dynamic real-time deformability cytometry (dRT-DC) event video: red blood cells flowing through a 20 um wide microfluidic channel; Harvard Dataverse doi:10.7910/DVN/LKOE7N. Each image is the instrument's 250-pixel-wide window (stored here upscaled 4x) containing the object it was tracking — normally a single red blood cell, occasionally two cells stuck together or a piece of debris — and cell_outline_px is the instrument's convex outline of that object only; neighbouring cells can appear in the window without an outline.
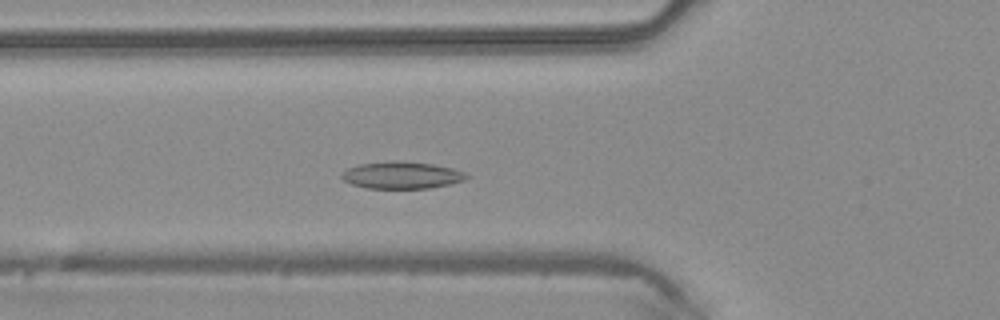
{"species": "common noctule bat (a hibernating species)", "species_latin": "Nyctalus noctula", "temperature_condition": "warm", "stored_images_in_passage": 45, "camera_frame_rate_fps": 3000, "um_per_image_px": 0.085, "animal": {"sex": "male", "body_mass_g": 20.4}, "frame": {"image": 1, "passage_image": 14, "time_ms": 4.333, "image_size_px": [1000, 320], "cell_outline_px": [[468, 176], [464, 180], [448, 184], [428, 188], [368, 188], [352, 184], [344, 180], [340, 176], [348, 168], [360, 164], [396, 160], [432, 164], [452, 168], [464, 172]], "centroid_in_image_um": [34.13, 14.88], "position_along_channel_um": 91.7, "area_um2": 19.36}}
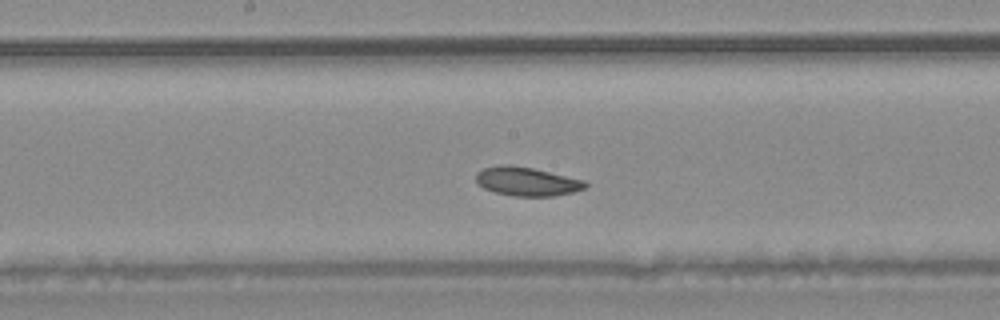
{"frame": {"image": 2, "passage_image": 22, "time_ms": 7.0, "image_size_px": [1000, 320], "cell_outline_px": [[588, 188], [572, 192], [552, 196], [512, 196], [496, 192], [484, 188], [476, 180], [476, 172], [484, 168], [500, 164], [512, 164], [532, 168], [584, 180], [588, 184]], "centroid_in_image_um": [44.79, 15.41], "position_along_channel_um": 203.4, "area_um2": 18.32}}
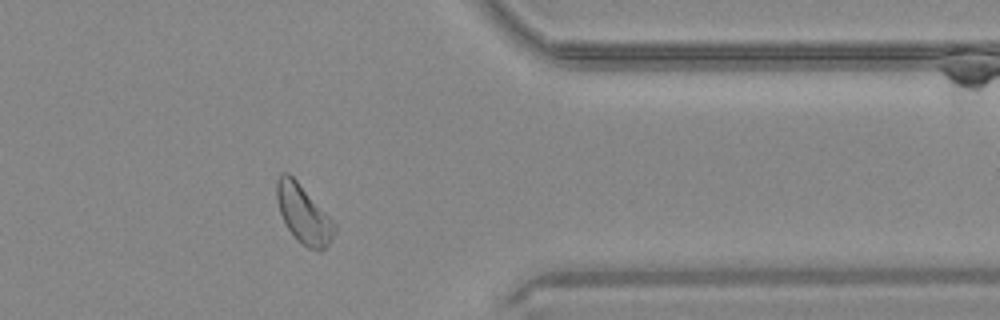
{"frame": {"image": 3, "passage_image": 36, "time_ms": 11.667, "image_size_px": [1000, 320], "cell_outline_px": [[336, 232], [332, 240], [320, 252], [308, 248], [300, 244], [296, 240], [288, 228], [280, 212], [276, 200], [276, 180], [280, 172], [288, 172], [296, 180], [336, 224]], "centroid_in_image_um": [25.79, 18.22], "position_along_channel_um": 385.6, "area_um2": 19.65}}